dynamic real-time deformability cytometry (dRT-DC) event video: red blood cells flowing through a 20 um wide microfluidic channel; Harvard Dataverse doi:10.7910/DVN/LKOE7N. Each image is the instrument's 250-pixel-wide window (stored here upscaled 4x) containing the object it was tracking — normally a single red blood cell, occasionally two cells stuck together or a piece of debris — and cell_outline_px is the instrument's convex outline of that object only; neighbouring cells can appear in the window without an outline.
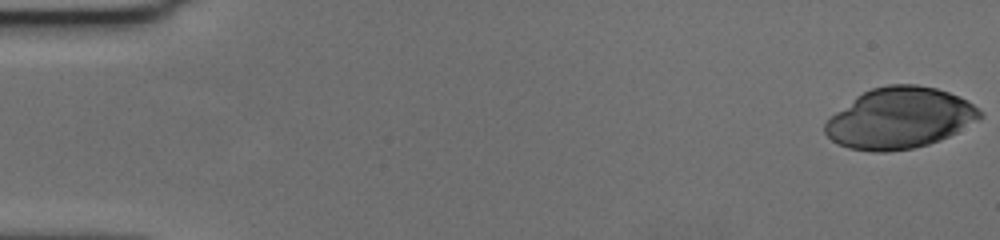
{"species": "human", "species_latin": "Homo sapiens", "temperature_condition": "cold", "stored_images_in_passage": 57, "camera_frame_rate_fps": 3000, "um_per_image_px": 0.085, "donor": {"sex": "female"}, "frame": {"image": 1, "passage_image": 1, "time_ms": 0.0, "image_size_px": [1000, 240], "cell_outline_px": [[984, 116], [980, 120], [940, 140], [928, 144], [912, 148], [888, 152], [872, 152], [848, 148], [836, 144], [824, 132], [824, 124], [836, 112], [856, 96], [872, 88], [888, 84], [916, 84], [936, 88], [960, 96], [968, 100], [984, 112]], "centroid_in_image_um": [76.5, 10.04], "position_along_channel_um": 8.5, "area_um2": 55.26}}